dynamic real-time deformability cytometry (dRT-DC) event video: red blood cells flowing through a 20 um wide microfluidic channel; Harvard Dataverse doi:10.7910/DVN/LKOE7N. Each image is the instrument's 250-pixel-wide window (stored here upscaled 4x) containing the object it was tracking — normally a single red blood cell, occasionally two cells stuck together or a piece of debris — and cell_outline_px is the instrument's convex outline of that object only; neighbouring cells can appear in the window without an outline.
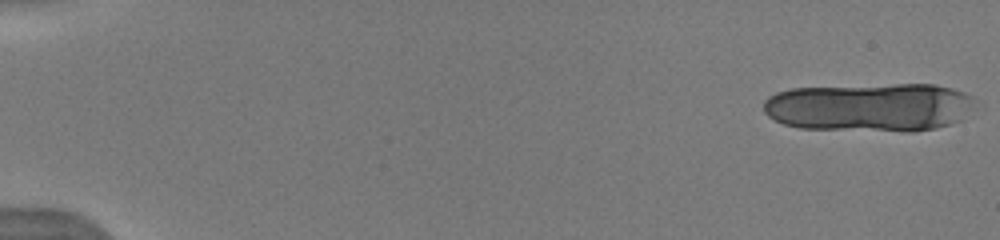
{"species": "human", "species_latin": "Homo sapiens", "temperature_condition": "warm", "stored_images_in_passage": 17, "camera_frame_rate_fps": 3000, "um_per_image_px": 0.085, "donor": {"sex": "male"}, "frame": {"image": 1, "passage_image": 1, "time_ms": 0.0, "image_size_px": [1000, 240], "cell_outline_px": [[976, 100], [960, 120], [936, 128], [912, 132], [904, 132], [800, 128], [784, 124], [768, 116], [764, 112], [764, 100], [768, 96], [776, 92], [792, 88], [896, 84], [936, 84], [952, 88], [964, 92], [972, 96]], "centroid_in_image_um": [73.91, 9.11], "position_along_channel_um": 11.1, "area_um2": 60.23}}